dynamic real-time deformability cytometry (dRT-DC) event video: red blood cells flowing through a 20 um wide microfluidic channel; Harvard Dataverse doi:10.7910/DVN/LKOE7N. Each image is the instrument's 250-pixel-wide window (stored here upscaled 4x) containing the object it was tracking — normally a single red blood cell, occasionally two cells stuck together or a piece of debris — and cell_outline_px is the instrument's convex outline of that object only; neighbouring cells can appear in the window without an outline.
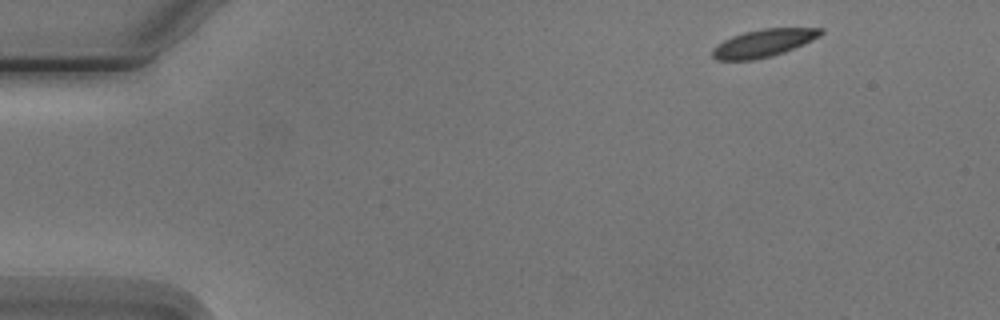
{"species": "Egyptian fruit bat (a non-hibernating species)", "species_latin": "Rousettus aegyptiacus", "temperature_condition": "cold", "stored_images_in_passage": 5, "camera_frame_rate_fps": 3000, "um_per_image_px": 0.085, "animal": {"sex": "male"}, "frame": {"image": 1, "passage_image": 1, "time_ms": 0.0, "image_size_px": [1000, 320], "cell_outline_px": [[824, 32], [820, 36], [812, 40], [784, 52], [772, 56], [752, 60], [716, 60], [712, 56], [712, 48], [716, 44], [732, 36], [744, 32], [760, 28], [824, 28]], "centroid_in_image_um": [64.88, 3.66], "position_along_channel_um": 20.1, "area_um2": 17.51}}